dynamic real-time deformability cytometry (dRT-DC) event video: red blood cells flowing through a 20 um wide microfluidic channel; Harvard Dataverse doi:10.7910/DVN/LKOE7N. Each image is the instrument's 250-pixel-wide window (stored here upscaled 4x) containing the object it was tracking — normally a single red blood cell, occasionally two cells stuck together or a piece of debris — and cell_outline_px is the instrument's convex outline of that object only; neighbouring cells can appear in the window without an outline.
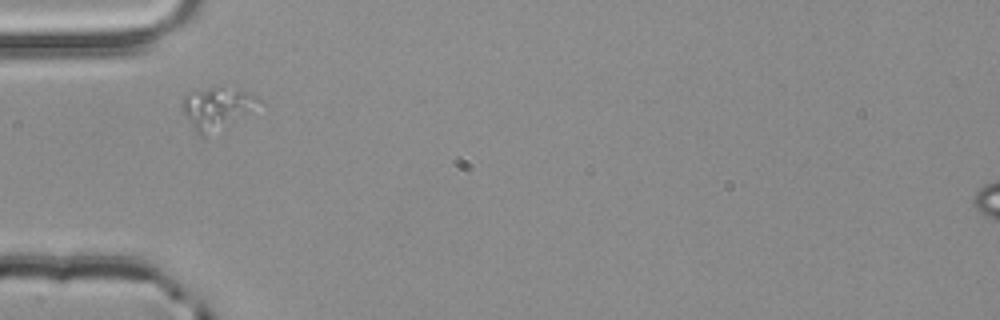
{"species": "common noctule bat (a hibernating species)", "species_latin": "Nyctalus noctula", "temperature_condition": "room temperature", "stored_images_in_passage": 1, "camera_frame_rate_fps": 3000, "um_per_image_px": 0.085, "animal": {"sex": "male", "body_mass_g": 20.4}, "frame": {"image": 1, "passage_image": 1, "time_ms": 0.0, "image_size_px": [1000, 320], "cell_outline_px": [[264, 100], [204, 136], [200, 136], [196, 132], [180, 108], [180, 100], [184, 96], [196, 88], [220, 84], [236, 88], [248, 92]], "centroid_in_image_um": [18.31, 9.05], "position_along_channel_um": 66.7, "area_um2": 18.26}}